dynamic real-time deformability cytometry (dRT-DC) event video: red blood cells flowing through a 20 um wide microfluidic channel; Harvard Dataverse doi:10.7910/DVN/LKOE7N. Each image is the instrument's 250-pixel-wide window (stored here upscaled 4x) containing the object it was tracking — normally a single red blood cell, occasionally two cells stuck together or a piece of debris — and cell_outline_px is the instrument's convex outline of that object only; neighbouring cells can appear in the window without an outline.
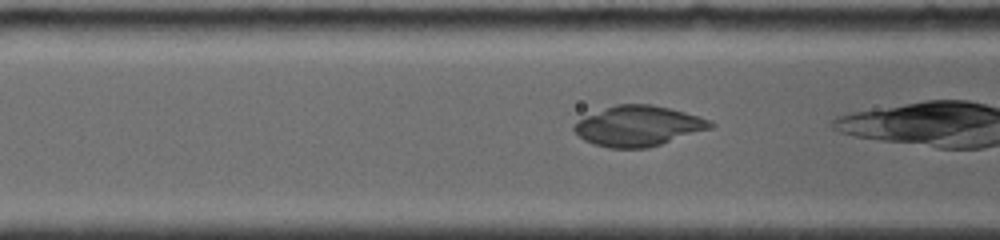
{"species": "common noctule bat (a hibernating species)", "species_latin": "Nyctalus noctula", "temperature_condition": "room temperature", "stored_images_in_passage": 29, "camera_frame_rate_fps": 4000, "um_per_image_px": 0.085, "animal": {"sex": "female", "body_mass_g": 19.0, "forearm_length_mm": 56.7}, "frame": {"image": 1, "passage_image": 5, "time_ms": 1.0, "image_size_px": [1000, 240], "cell_outline_px": [[716, 124], [712, 128], [648, 148], [608, 148], [592, 144], [584, 140], [572, 128], [584, 116], [616, 104], [652, 104], [684, 112], [712, 120]], "centroid_in_image_um": [54.27, 10.71], "position_along_channel_um": 112.3, "area_um2": 31.91}}
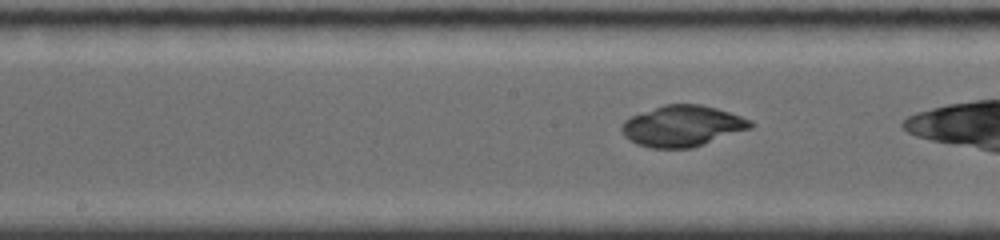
{"frame": {"image": 2, "passage_image": 13, "time_ms": 3.0, "image_size_px": [1000, 240], "cell_outline_px": [[756, 124], [752, 128], [692, 148], [652, 148], [636, 144], [628, 140], [624, 136], [620, 128], [624, 120], [628, 116], [664, 104], [700, 104], [716, 108], [752, 120]], "centroid_in_image_um": [57.98, 10.71], "position_along_channel_um": 190.2, "area_um2": 31.04}}
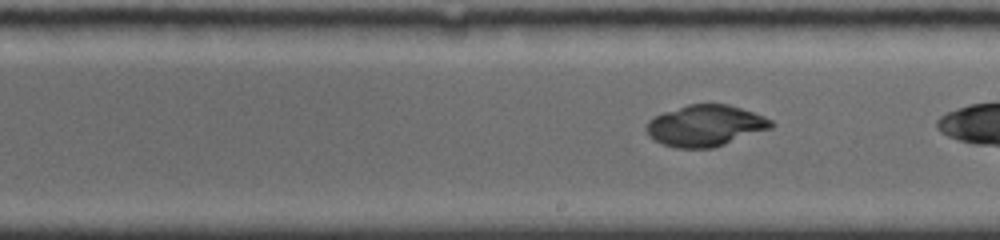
{"frame": {"image": 3, "passage_image": 17, "time_ms": 4.0, "image_size_px": [1000, 240], "cell_outline_px": [[776, 124], [772, 128], [712, 148], [676, 148], [652, 140], [648, 136], [644, 128], [648, 120], [664, 112], [688, 104], [728, 104], [764, 116], [772, 120]], "centroid_in_image_um": [59.93, 10.68], "position_along_channel_um": 229.1, "area_um2": 30.0}}